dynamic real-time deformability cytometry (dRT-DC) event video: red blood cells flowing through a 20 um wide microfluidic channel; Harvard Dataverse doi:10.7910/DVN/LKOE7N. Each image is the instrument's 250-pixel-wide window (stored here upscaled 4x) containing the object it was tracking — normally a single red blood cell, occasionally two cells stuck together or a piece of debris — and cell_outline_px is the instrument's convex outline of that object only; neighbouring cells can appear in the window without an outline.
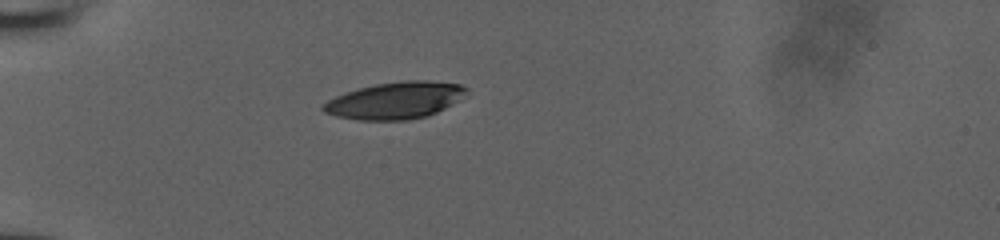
{"species": "human", "species_latin": "Homo sapiens", "temperature_condition": "room temperature", "stored_images_in_passage": 36, "camera_frame_rate_fps": 3000, "um_per_image_px": 0.085, "donor": {"sex": "male"}, "frame": {"image": 1, "passage_image": 1, "time_ms": 0.0, "image_size_px": [1000, 240], "cell_outline_px": [[468, 88], [460, 100], [428, 116], [408, 120], [360, 120], [336, 116], [324, 112], [320, 108], [328, 100], [336, 96], [360, 88], [376, 84], [404, 80], [428, 80], [460, 84]], "centroid_in_image_um": [33.61, 8.54], "position_along_channel_um": 51.4, "area_um2": 30.63}}
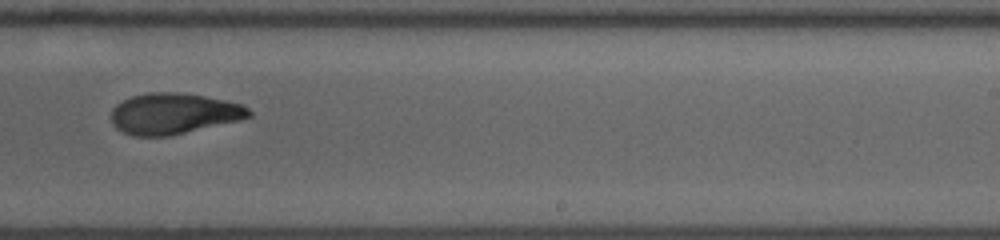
{"frame": {"image": 2, "passage_image": 19, "time_ms": 6.0, "image_size_px": [1000, 240], "cell_outline_px": [[252, 116], [240, 120], [172, 136], [132, 136], [120, 132], [112, 124], [112, 108], [116, 104], [132, 96], [148, 92], [176, 92], [204, 96], [224, 100], [240, 104], [248, 108], [252, 112]], "centroid_in_image_um": [14.74, 9.67], "position_along_channel_um": 274.3, "area_um2": 33.06}}
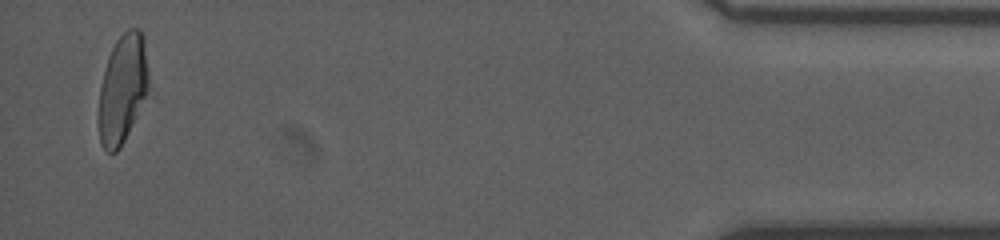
{"frame": {"image": 3, "passage_image": 35, "time_ms": 11.333, "image_size_px": [1000, 240], "cell_outline_px": [[148, 88], [136, 116], [120, 148], [116, 152], [104, 152], [100, 144], [100, 84], [108, 56], [116, 40], [128, 28], [140, 28], [144, 36], [148, 76]], "centroid_in_image_um": [10.41, 7.51], "position_along_channel_um": 424.8, "area_um2": 31.15}}